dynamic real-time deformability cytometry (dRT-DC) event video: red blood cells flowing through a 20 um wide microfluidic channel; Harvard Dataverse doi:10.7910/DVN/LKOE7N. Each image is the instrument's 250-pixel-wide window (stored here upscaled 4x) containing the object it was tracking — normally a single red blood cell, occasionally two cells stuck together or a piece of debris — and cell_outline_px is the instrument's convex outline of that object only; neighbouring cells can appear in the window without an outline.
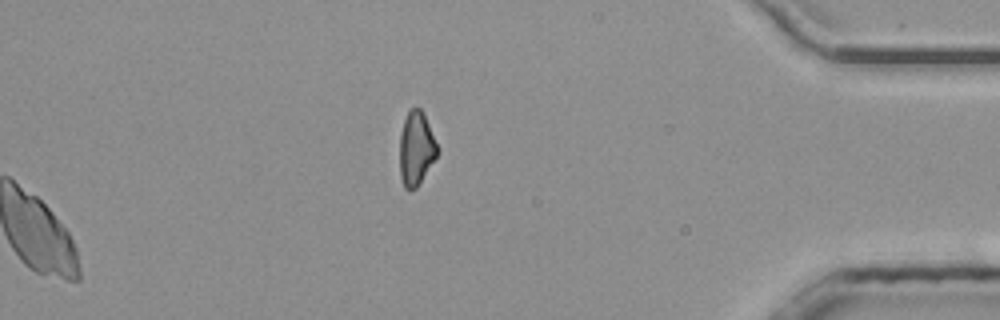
{"species": "common noctule bat (a hibernating species)", "species_latin": "Nyctalus noctula", "temperature_condition": "room temperature", "stored_images_in_passage": 48, "segment_of_instrument_passage": [2, 2], "camera_frame_rate_fps": 3000, "um_per_image_px": 0.085, "animal": {"sex": "male", "body_mass_g": 20.4}, "frame": {"image": 1, "passage_image": 48, "time_ms": 15.667, "image_size_px": [1000, 320], "cell_outline_px": [[440, 148], [436, 156], [416, 188], [408, 192], [404, 188], [400, 176], [400, 132], [404, 120], [408, 112], [416, 104], [420, 108]], "centroid_in_image_um": [35.36, 12.63], "position_along_channel_um": 399.8, "area_um2": 16.18}}